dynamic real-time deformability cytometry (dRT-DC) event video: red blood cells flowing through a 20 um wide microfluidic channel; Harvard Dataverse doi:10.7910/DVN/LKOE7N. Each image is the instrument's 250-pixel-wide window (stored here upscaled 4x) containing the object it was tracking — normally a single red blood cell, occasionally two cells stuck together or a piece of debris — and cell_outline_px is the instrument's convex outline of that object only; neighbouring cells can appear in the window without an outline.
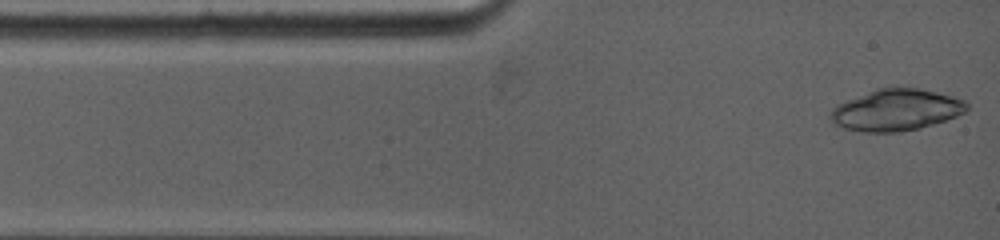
{"species": "common noctule bat (a hibernating species)", "species_latin": "Nyctalus noctula", "temperature_condition": "warm", "stored_images_in_passage": 7, "camera_frame_rate_fps": 5000, "um_per_image_px": 0.085, "animal": {"sex": "female", "body_mass_g": 19.0, "forearm_length_mm": 53.3}, "frame": {"image": 1, "passage_image": 1, "time_ms": 0.0, "image_size_px": [1000, 240], "cell_outline_px": [[968, 108], [964, 112], [956, 116], [920, 128], [900, 132], [860, 132], [844, 128], [832, 124], [828, 116], [832, 108], [848, 100], [876, 88], [916, 88], [936, 92], [952, 96], [964, 100], [968, 104]], "centroid_in_image_um": [76.13, 9.36], "position_along_channel_um": 8.9, "area_um2": 32.83}}